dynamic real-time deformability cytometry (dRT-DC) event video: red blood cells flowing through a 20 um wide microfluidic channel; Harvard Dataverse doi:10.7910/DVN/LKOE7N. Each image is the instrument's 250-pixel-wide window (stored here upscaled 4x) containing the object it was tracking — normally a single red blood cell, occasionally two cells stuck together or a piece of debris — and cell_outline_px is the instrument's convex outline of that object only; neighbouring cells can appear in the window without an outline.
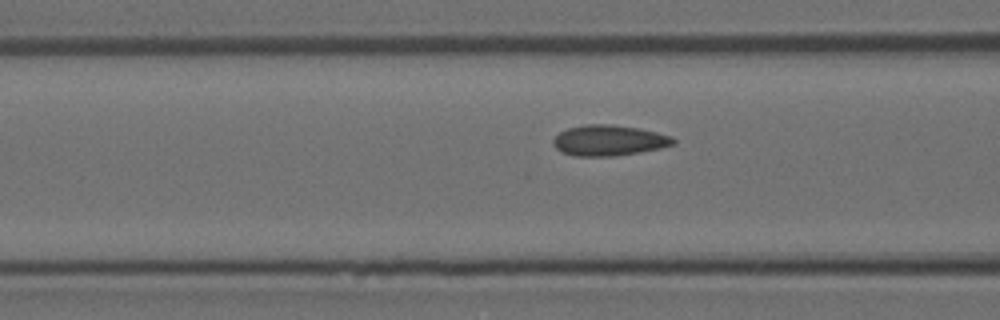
{"species": "Egyptian fruit bat (a non-hibernating species)", "species_latin": "Rousettus aegyptiacus", "temperature_condition": "room temperature", "stored_images_in_passage": 15, "camera_frame_rate_fps": 3000, "um_per_image_px": 0.085, "animal": {"sex": "female"}, "frame": {"image": 1, "passage_image": 13, "time_ms": 4.0, "image_size_px": [1000, 320], "cell_outline_px": [[676, 144], [660, 148], [616, 156], [572, 156], [560, 152], [552, 144], [552, 140], [560, 132], [568, 128], [584, 124], [612, 124], [640, 128], [672, 136], [676, 140]], "centroid_in_image_um": [51.75, 11.93], "position_along_channel_um": 114.9, "area_um2": 21.68}}